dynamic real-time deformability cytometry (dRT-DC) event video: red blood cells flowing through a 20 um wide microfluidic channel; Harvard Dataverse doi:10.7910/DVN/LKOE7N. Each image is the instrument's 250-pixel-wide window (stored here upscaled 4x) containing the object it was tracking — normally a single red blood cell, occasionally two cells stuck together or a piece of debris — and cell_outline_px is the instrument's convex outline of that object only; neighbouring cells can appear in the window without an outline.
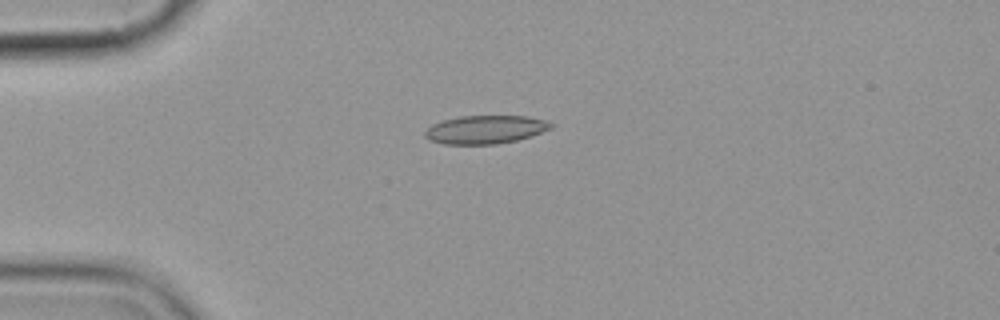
{"species": "common noctule bat (a hibernating species)", "species_latin": "Nyctalus noctula", "temperature_condition": "cold", "stored_images_in_passage": 2, "camera_frame_rate_fps": 3000, "um_per_image_px": 0.085, "animal": {"sex": "female", "body_mass_g": 19.9}, "frame": {"image": 1, "passage_image": 2, "time_ms": 1.333, "image_size_px": [1000, 320], "cell_outline_px": [[556, 124], [552, 128], [532, 136], [516, 140], [496, 144], [444, 144], [428, 140], [424, 136], [424, 132], [432, 124], [444, 120], [460, 116], [528, 116], [548, 120]], "centroid_in_image_um": [41.3, 11.01], "position_along_channel_um": 43.7, "area_um2": 20.98}}